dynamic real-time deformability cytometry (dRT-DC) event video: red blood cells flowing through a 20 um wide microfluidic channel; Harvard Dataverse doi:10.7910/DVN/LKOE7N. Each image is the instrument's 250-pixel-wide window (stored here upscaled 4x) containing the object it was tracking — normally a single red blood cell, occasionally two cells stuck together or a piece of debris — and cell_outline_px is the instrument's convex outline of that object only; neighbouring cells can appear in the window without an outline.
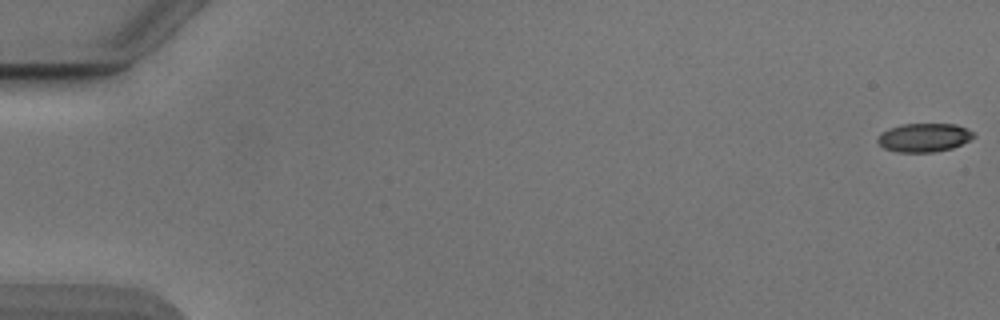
{"species": "Egyptian fruit bat (a non-hibernating species)", "species_latin": "Rousettus aegyptiacus", "temperature_condition": "cold", "stored_images_in_passage": 54, "camera_frame_rate_fps": 3000, "um_per_image_px": 0.085, "animal": {"sex": "male"}, "frame": {"image": 1, "passage_image": 1, "time_ms": 0.0, "image_size_px": [1000, 320], "cell_outline_px": [[976, 136], [952, 148], [932, 152], [896, 152], [884, 148], [876, 140], [888, 128], [904, 124], [956, 124], [972, 132]], "centroid_in_image_um": [78.53, 11.69], "position_along_channel_um": 6.5, "area_um2": 15.72}}
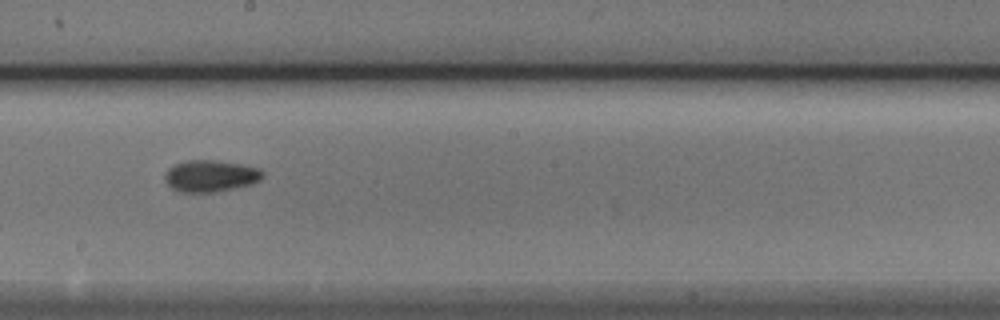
{"frame": {"image": 2, "passage_image": 31, "time_ms": 10.0, "image_size_px": [1000, 320], "cell_outline_px": [[264, 176], [260, 180], [252, 184], [216, 192], [180, 192], [172, 188], [164, 180], [164, 176], [168, 168], [176, 164], [188, 160], [216, 160], [244, 164], [260, 168], [264, 172]], "centroid_in_image_um": [17.93, 14.95], "position_along_channel_um": 230.3, "area_um2": 18.26}}
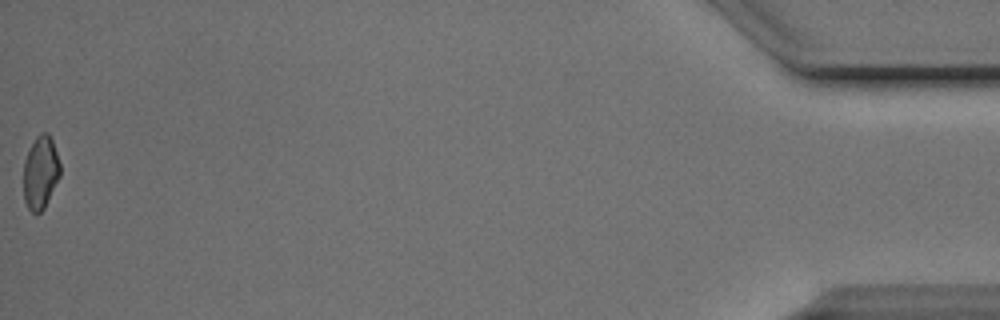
{"frame": {"image": 3, "passage_image": 54, "time_ms": 17.667, "image_size_px": [1000, 320], "cell_outline_px": [[60, 176], [44, 208], [36, 216], [28, 208], [24, 200], [24, 160], [36, 136], [40, 132], [48, 132], [52, 140], [60, 164]], "centroid_in_image_um": [3.44, 14.67], "position_along_channel_um": 431.8, "area_um2": 15.55}, "authors_computed_cell_mechanics": {"area_um2": 16.7042, "velocity_mm_per_s": 3.8906, "shape_relaxation_time_tau1_ms": 2.1651, "shape_relaxation_time_tau2_ms": 2.7596, "deformation_change_tau1": 0.0995, "deformation_change_tau2": 0.0767}}